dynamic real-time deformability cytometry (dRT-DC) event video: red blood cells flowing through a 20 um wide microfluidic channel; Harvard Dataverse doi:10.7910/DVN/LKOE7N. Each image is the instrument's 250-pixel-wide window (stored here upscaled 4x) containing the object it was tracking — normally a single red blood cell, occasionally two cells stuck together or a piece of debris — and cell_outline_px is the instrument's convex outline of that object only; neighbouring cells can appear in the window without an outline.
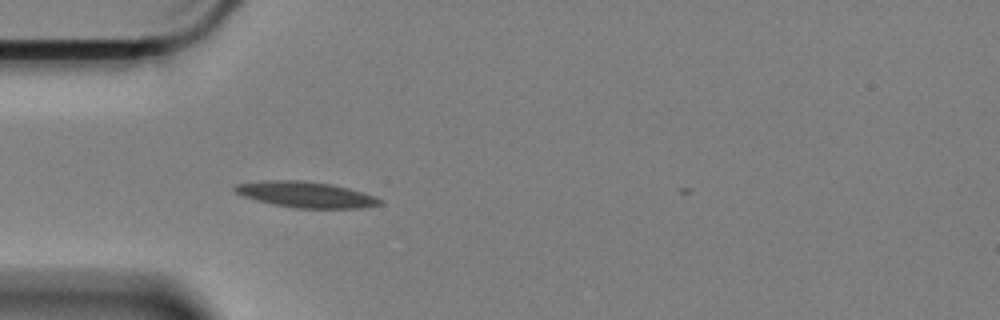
{"species": "Egyptian fruit bat (a non-hibernating species)", "species_latin": "Rousettus aegyptiacus", "temperature_condition": "cold", "stored_images_in_passage": 2, "camera_frame_rate_fps": 3000, "um_per_image_px": 0.085, "animal": {"sex": "female"}, "frame": {"image": 1, "passage_image": 1, "time_ms": 0.0, "image_size_px": [1000, 320], "cell_outline_px": [[384, 200], [380, 204], [364, 208], [296, 208], [272, 204], [256, 200], [244, 196], [236, 192], [232, 188], [236, 184], [264, 180], [304, 180], [332, 184], [348, 188], [376, 196]], "centroid_in_image_um": [26.01, 16.53], "position_along_channel_um": 59.0, "area_um2": 21.96}}